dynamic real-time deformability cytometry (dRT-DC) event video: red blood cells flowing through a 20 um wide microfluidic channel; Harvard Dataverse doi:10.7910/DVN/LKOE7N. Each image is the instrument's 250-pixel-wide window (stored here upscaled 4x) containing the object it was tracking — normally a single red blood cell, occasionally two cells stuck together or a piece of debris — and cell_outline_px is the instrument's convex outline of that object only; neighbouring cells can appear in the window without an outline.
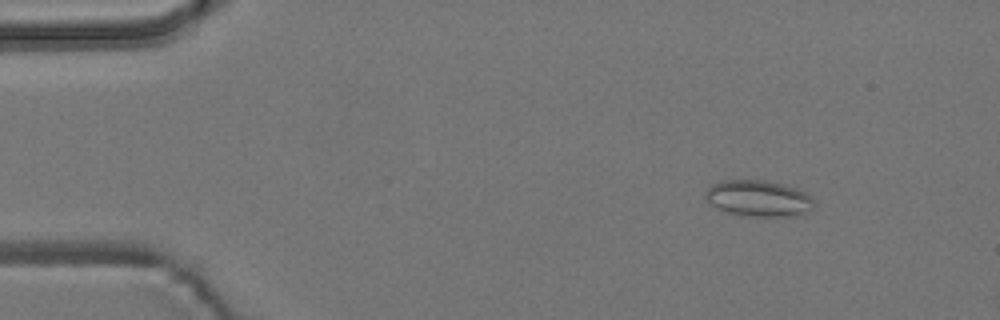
{"species": "common noctule bat (a hibernating species)", "species_latin": "Nyctalus noctula", "temperature_condition": "room temperature", "stored_images_in_passage": 7, "camera_frame_rate_fps": 3000, "um_per_image_px": 0.085, "animal": {"sex": "male", "body_mass_g": 19.2, "forearm_length_mm": 51.8}, "frame": {"image": 1, "passage_image": 1, "time_ms": 0.0, "image_size_px": [1000, 320], "cell_outline_px": [[816, 204], [808, 212], [792, 216], [744, 216], [728, 212], [716, 208], [708, 204], [704, 196], [704, 192], [712, 184], [720, 180], [764, 180], [784, 184], [796, 188], [804, 192]], "centroid_in_image_um": [64.42, 16.86], "position_along_channel_um": 20.6, "area_um2": 23.12}}
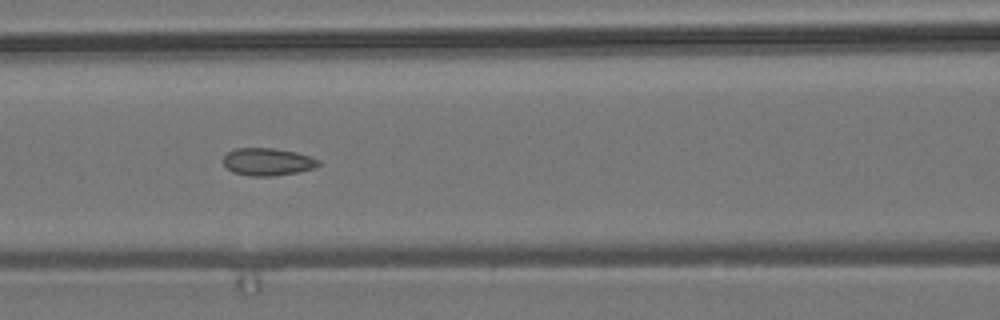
{"frame": {"image": 2, "passage_image": 6, "time_ms": 5.667, "image_size_px": [1000, 320], "cell_outline_px": [[320, 164], [316, 168], [300, 172], [276, 176], [248, 176], [232, 172], [224, 164], [224, 156], [228, 152], [236, 148], [272, 148], [296, 152], [320, 160]], "centroid_in_image_um": [22.77, 13.77], "position_along_channel_um": 143.8, "area_um2": 15.37}}
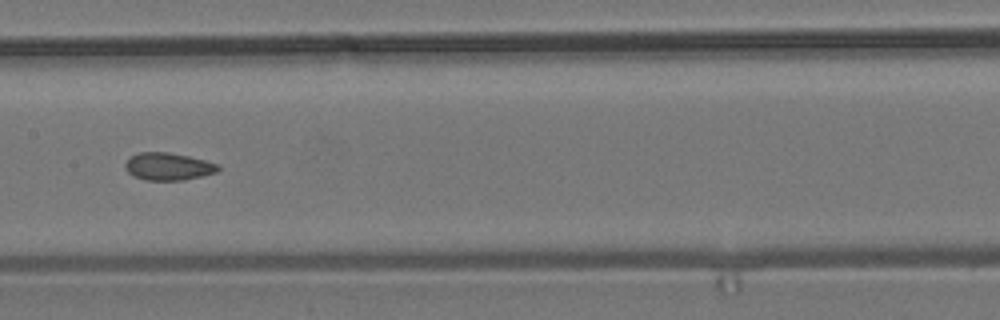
{"frame": {"image": 3, "passage_image": 7, "time_ms": 7.0, "image_size_px": [1000, 320], "cell_outline_px": [[220, 168], [216, 172], [184, 180], [144, 180], [128, 172], [124, 164], [132, 156], [140, 152], [168, 152], [188, 156], [220, 164]], "centroid_in_image_um": [14.32, 14.15], "position_along_channel_um": 193.1, "area_um2": 14.68}}